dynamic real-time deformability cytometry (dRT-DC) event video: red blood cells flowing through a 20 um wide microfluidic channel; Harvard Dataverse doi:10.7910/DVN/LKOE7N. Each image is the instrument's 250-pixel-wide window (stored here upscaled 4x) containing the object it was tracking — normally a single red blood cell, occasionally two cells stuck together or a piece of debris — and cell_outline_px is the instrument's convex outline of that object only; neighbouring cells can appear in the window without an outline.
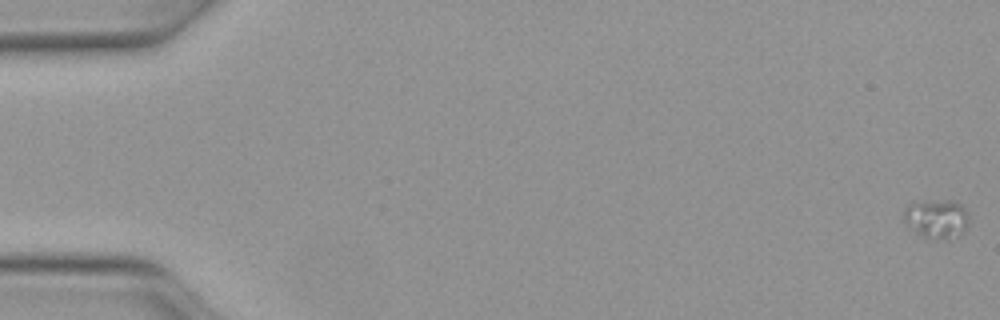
{"species": "Egyptian fruit bat (a non-hibernating species)", "species_latin": "Rousettus aegyptiacus", "temperature_condition": "warm", "stored_images_in_passage": 52, "camera_frame_rate_fps": 3000, "um_per_image_px": 0.085, "animal": {"sex": "female"}, "frame": {"image": 1, "passage_image": 1, "time_ms": 0.0, "image_size_px": [1000, 320], "cell_outline_px": [[968, 224], [964, 232], [960, 236], [924, 236], [908, 224], [904, 220], [904, 208], [908, 204], [916, 200], [952, 200], [960, 204], [968, 212]], "centroid_in_image_um": [79.63, 18.5], "position_along_channel_um": 5.4, "area_um2": 14.39}}